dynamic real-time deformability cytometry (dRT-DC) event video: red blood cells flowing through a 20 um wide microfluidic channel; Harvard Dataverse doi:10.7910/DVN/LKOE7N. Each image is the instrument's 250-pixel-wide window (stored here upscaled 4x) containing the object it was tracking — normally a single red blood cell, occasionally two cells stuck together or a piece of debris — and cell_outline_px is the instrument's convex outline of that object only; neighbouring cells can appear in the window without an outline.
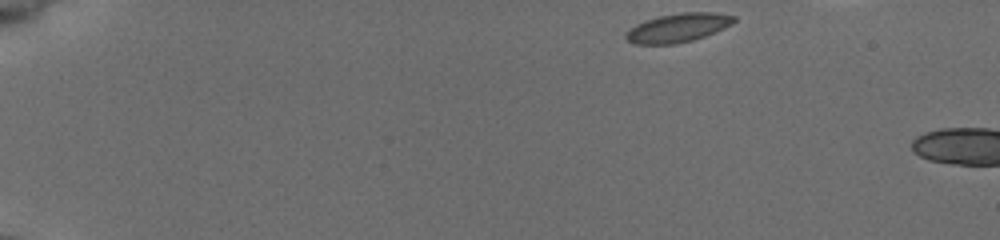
{"species": "common noctule bat (a hibernating species)", "species_latin": "Nyctalus noctula", "temperature_condition": "cold", "stored_images_in_passage": 5, "camera_frame_rate_fps": 3000, "um_per_image_px": 0.085, "animal": {"sex": "female", "body_mass_g": 19.5, "forearm_length_mm": 54.1}, "frame": {"image": 1, "passage_image": 1, "time_ms": 0.0, "image_size_px": [1000, 240], "cell_outline_px": [[736, 20], [732, 24], [724, 28], [704, 36], [692, 40], [676, 44], [632, 44], [624, 36], [636, 24], [644, 20], [660, 16], [680, 12], [716, 12], [736, 16]], "centroid_in_image_um": [57.65, 2.35], "position_along_channel_um": 27.4, "area_um2": 18.09}}